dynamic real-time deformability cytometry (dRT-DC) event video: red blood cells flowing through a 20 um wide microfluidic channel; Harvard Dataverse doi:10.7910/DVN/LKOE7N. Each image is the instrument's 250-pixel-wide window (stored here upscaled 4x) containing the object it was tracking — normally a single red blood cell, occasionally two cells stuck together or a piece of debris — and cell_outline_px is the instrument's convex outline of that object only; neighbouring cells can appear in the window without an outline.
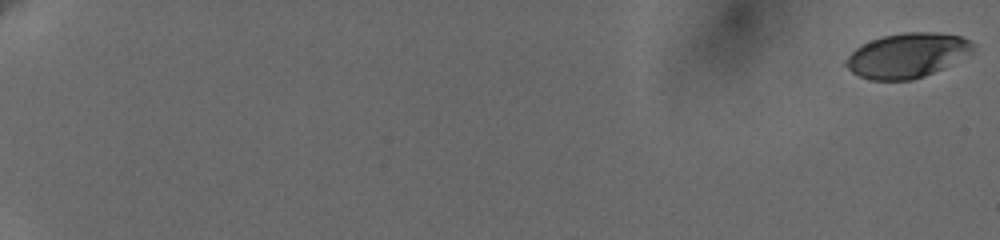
{"species": "human", "species_latin": "Homo sapiens", "temperature_condition": "cold", "stored_images_in_passage": 71, "camera_frame_rate_fps": 3000, "um_per_image_px": 0.085, "donor": {"sex": "female"}, "frame": {"image": 1, "passage_image": 1, "time_ms": 0.0, "image_size_px": [1000, 240], "cell_outline_px": [[972, 48], [968, 52], [940, 68], [924, 76], [912, 80], [868, 80], [852, 72], [844, 64], [848, 56], [856, 48], [872, 40], [884, 36], [904, 32], [936, 32], [960, 36], [968, 40], [972, 44]], "centroid_in_image_um": [77.02, 4.71], "position_along_channel_um": 8.0, "area_um2": 32.08}}
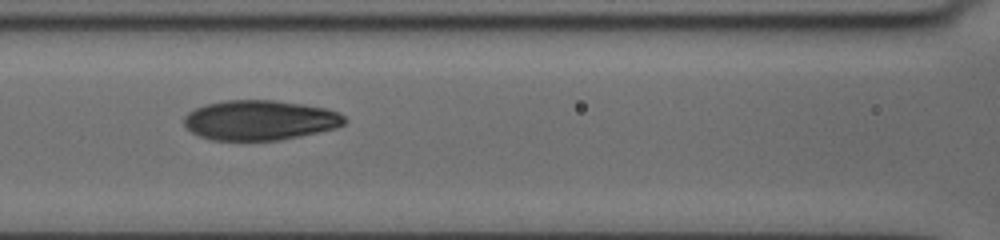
{"frame": {"image": 2, "passage_image": 44, "time_ms": 10.333, "image_size_px": [1000, 240], "cell_outline_px": [[348, 120], [344, 124], [336, 128], [300, 136], [280, 140], [212, 140], [200, 136], [192, 132], [184, 124], [184, 116], [188, 112], [204, 104], [224, 100], [272, 100], [300, 104], [324, 108], [336, 112], [344, 116]], "centroid_in_image_um": [22.07, 10.21], "position_along_channel_um": 144.5, "area_um2": 37.22}}
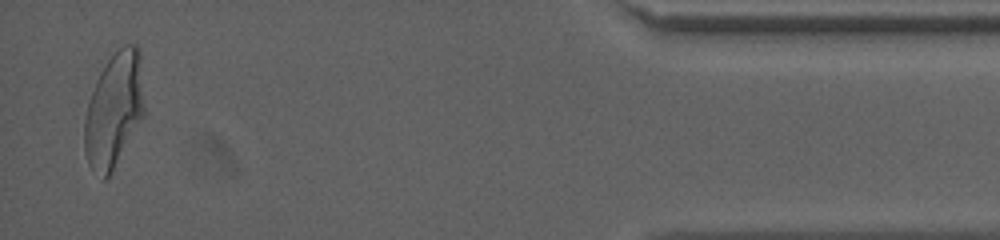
{"frame": {"image": 3, "passage_image": 71, "time_ms": 19.667, "image_size_px": [1000, 240], "cell_outline_px": [[144, 116], [108, 176], [104, 180], [100, 180], [88, 164], [84, 148], [84, 120], [88, 104], [96, 80], [100, 72], [108, 60], [124, 44], [136, 44], [140, 48], [144, 104]], "centroid_in_image_um": [9.69, 9.34], "position_along_channel_um": 425.5, "area_um2": 39.82}, "authors_computed_cell_mechanics": {"area_um2": 36.0094, "velocity_mm_per_s": 3.6324, "shape_relaxation_time_tau1_ms": 5.6037, "shape_relaxation_time_tau2_ms": 1.1695, "deformation_change_tau1": 0.2002, "deformation_change_tau2": 0.0602}}